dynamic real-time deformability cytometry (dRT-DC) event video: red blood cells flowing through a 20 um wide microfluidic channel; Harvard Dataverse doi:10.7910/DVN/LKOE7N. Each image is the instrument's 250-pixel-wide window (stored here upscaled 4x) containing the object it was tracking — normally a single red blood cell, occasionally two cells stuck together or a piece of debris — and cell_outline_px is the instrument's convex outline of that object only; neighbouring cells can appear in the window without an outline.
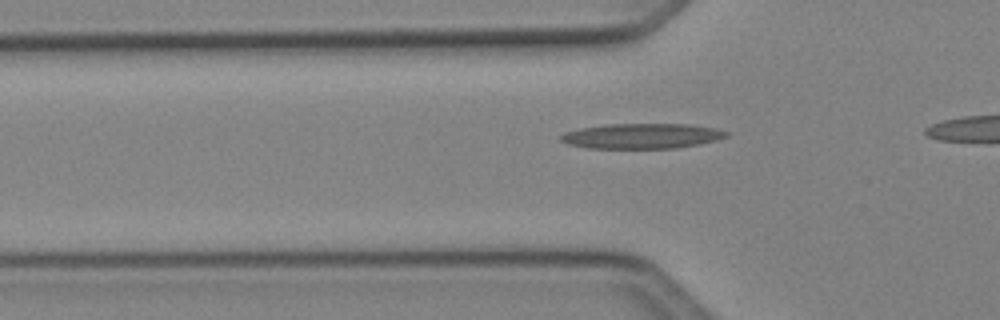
{"species": "Egyptian fruit bat (a non-hibernating species)", "species_latin": "Rousettus aegyptiacus", "temperature_condition": "cold", "stored_images_in_passage": 15, "camera_frame_rate_fps": 3000, "um_per_image_px": 0.085, "animal": {"sex": "female"}, "frame": {"image": 1, "passage_image": 9, "time_ms": 2.667, "image_size_px": [1000, 320], "cell_outline_px": [[728, 136], [696, 144], [676, 148], [588, 148], [568, 144], [560, 140], [560, 136], [564, 132], [580, 128], [604, 124], [688, 124], [712, 128], [728, 132]], "centroid_in_image_um": [54.47, 11.55], "position_along_channel_um": 71.3, "area_um2": 23.99}}
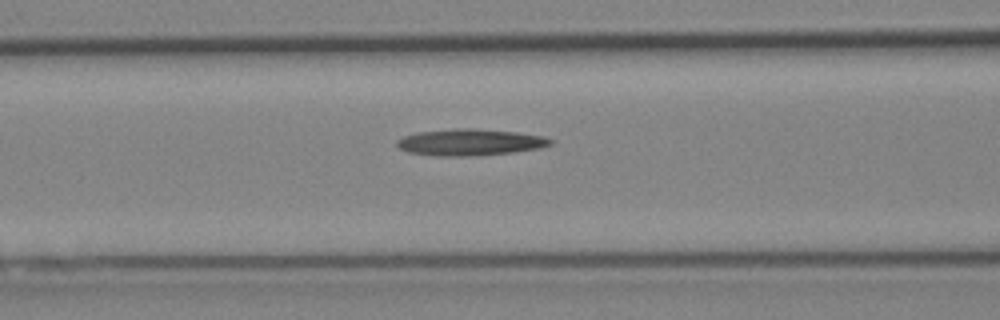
{"frame": {"image": 2, "passage_image": 13, "time_ms": 4.0, "image_size_px": [1000, 320], "cell_outline_px": [[552, 144], [540, 148], [512, 152], [468, 156], [436, 156], [408, 152], [400, 148], [396, 144], [396, 140], [404, 136], [416, 132], [456, 128], [472, 128], [516, 132], [544, 136], [552, 140]], "centroid_in_image_um": [39.93, 12.08], "position_along_channel_um": 126.7, "area_um2": 23.7}}